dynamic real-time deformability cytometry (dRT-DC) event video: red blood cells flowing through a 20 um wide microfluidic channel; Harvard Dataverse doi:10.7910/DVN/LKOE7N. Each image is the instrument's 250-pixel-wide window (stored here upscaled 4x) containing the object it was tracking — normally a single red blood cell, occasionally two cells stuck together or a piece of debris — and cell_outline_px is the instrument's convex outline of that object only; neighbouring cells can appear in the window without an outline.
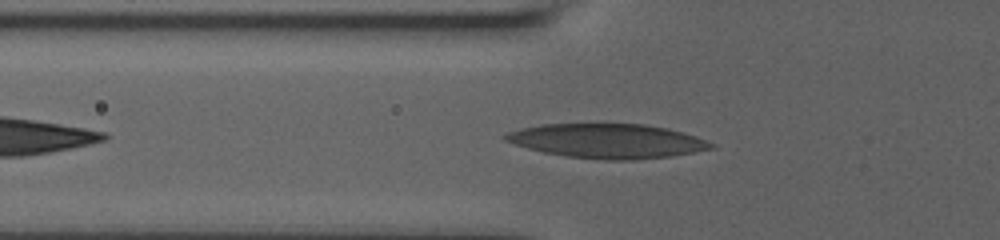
{"species": "human", "species_latin": "Homo sapiens", "temperature_condition": "room temperature", "stored_images_in_passage": 38, "camera_frame_rate_fps": 3000, "um_per_image_px": 0.085, "donor": {"sex": "male"}, "frame": {"image": 1, "passage_image": 6, "time_ms": 1.667, "image_size_px": [1000, 240], "cell_outline_px": [[716, 148], [672, 156], [632, 160], [608, 160], [568, 156], [544, 152], [528, 148], [504, 140], [500, 136], [508, 132], [520, 128], [540, 124], [644, 124], [668, 128], [696, 136], [716, 144]], "centroid_in_image_um": [51.65, 11.98], "position_along_channel_um": 74.1, "area_um2": 41.21}}
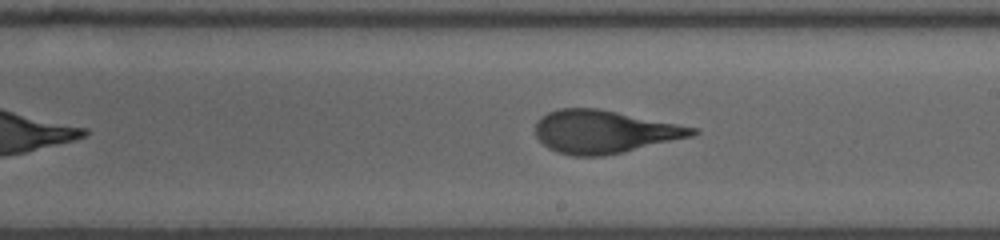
{"frame": {"image": 2, "passage_image": 19, "time_ms": 6.0, "image_size_px": [1000, 240], "cell_outline_px": [[700, 132], [692, 136], [624, 152], [600, 156], [572, 156], [556, 152], [548, 148], [536, 136], [536, 120], [540, 116], [548, 112], [560, 108], [600, 108], [696, 128]], "centroid_in_image_um": [51.32, 11.19], "position_along_channel_um": 237.7, "area_um2": 39.19}}
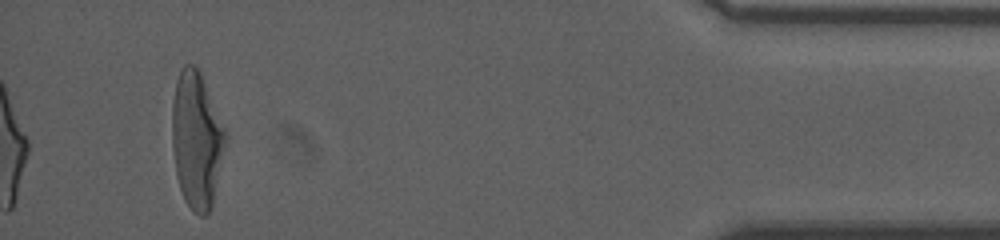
{"frame": {"image": 3, "passage_image": 38, "time_ms": 12.333, "image_size_px": [1000, 240], "cell_outline_px": [[228, 136], [212, 208], [204, 216], [200, 216], [184, 200], [176, 176], [172, 148], [172, 104], [176, 80], [180, 68], [184, 64], [192, 64], [200, 72]], "centroid_in_image_um": [16.71, 11.91], "position_along_channel_um": 418.5, "area_um2": 42.6}, "authors_computed_cell_mechanics": {"area_um2": 39.1306, "velocity_mm_per_s": 3.7841, "shape_relaxation_time_tau1_ms": 4.7936, "shape_relaxation_time_tau2_ms": 0.9653, "deformation_change_tau1": 0.2255, "deformation_change_tau2": 0.091}}